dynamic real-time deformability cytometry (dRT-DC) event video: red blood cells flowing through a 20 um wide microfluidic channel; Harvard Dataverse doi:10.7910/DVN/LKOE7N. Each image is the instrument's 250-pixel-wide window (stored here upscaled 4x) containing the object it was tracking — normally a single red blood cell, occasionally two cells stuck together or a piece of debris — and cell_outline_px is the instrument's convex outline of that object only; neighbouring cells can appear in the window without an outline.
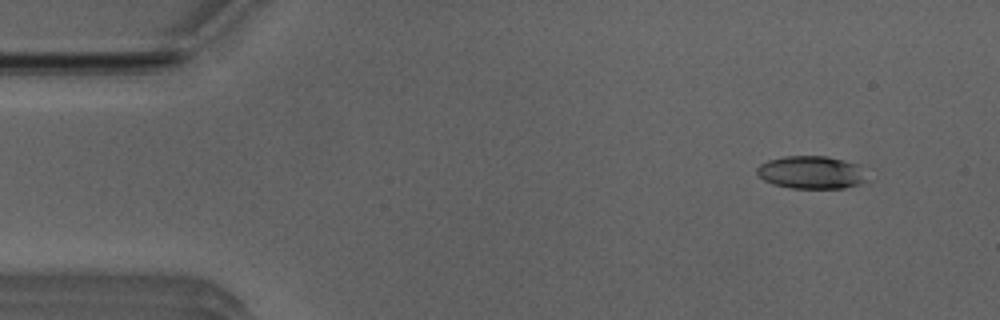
{"species": "Egyptian fruit bat (a non-hibernating species)", "species_latin": "Rousettus aegyptiacus", "temperature_condition": "room temperature", "stored_images_in_passage": 51, "camera_frame_rate_fps": 3000, "um_per_image_px": 0.085, "animal": {"sex": "male"}, "frame": {"image": 1, "passage_image": 5, "time_ms": 1.333, "image_size_px": [1000, 320], "cell_outline_px": [[868, 180], [860, 184], [844, 188], [792, 188], [776, 184], [764, 180], [756, 172], [756, 168], [760, 164], [768, 160], [784, 156], [828, 156], [844, 160], [856, 164]], "centroid_in_image_um": [68.95, 14.65], "position_along_channel_um": 16.1, "area_um2": 20.87}}
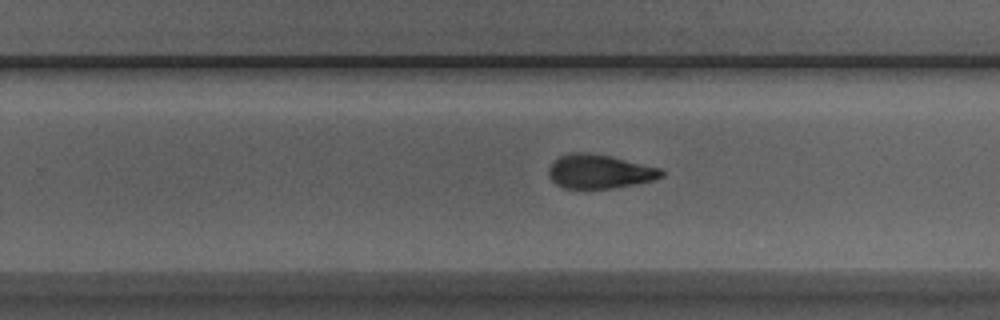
{"frame": {"image": 2, "passage_image": 32, "time_ms": 10.333, "image_size_px": [1000, 320], "cell_outline_px": [[664, 176], [656, 180], [612, 188], [564, 188], [556, 184], [548, 176], [548, 168], [560, 156], [572, 152], [588, 152], [608, 156], [660, 168], [664, 172]], "centroid_in_image_um": [50.95, 14.58], "position_along_channel_um": 278.8, "area_um2": 22.14}}
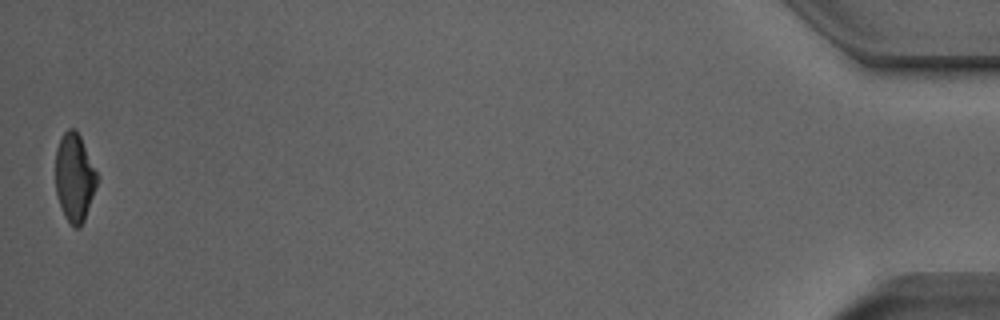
{"frame": {"image": 3, "passage_image": 51, "time_ms": 16.667, "image_size_px": [1000, 320], "cell_outline_px": [[96, 184], [84, 220], [80, 228], [72, 228], [64, 216], [56, 192], [56, 148], [64, 132], [68, 128], [72, 128], [80, 136], [96, 172]], "centroid_in_image_um": [6.3, 15.12], "position_along_channel_um": 428.9, "area_um2": 20.81}, "authors_computed_cell_mechanics": {"area_um2": 22.7154, "velocity_mm_per_s": 3.9838, "shape_relaxation_time_tau1_ms": 6.2111, "shape_relaxation_time_tau2_ms": 3.0947, "deformation_change_tau1": 0.1956, "deformation_change_tau2": 0.1159}}